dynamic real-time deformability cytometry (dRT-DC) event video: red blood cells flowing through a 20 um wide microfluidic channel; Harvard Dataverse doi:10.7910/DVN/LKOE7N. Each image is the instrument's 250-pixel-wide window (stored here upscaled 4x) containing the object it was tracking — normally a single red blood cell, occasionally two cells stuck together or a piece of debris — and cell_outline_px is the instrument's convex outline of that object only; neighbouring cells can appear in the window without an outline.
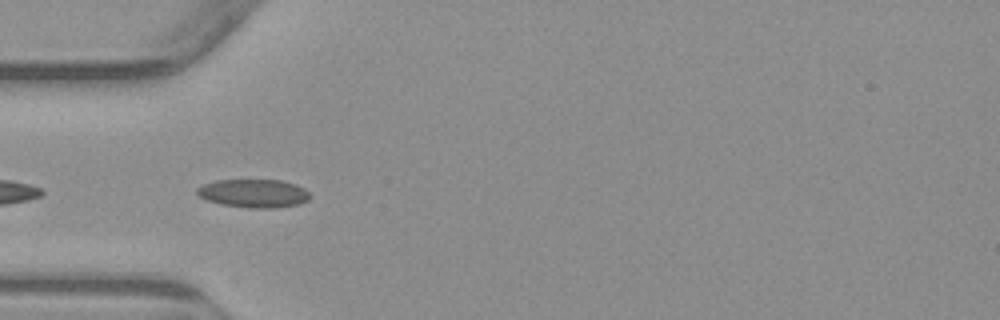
{"species": "common noctule bat (a hibernating species)", "species_latin": "Nyctalus noctula", "temperature_condition": "warm", "stored_images_in_passage": 5, "camera_frame_rate_fps": 3000, "um_per_image_px": 0.085, "animal": {"sex": "male", "body_mass_g": 23.1, "forearm_length_mm": 52.7}, "frame": {"image": 1, "passage_image": 5, "time_ms": 5.333, "image_size_px": [1000, 320], "cell_outline_px": [[312, 196], [308, 200], [300, 204], [272, 208], [248, 208], [220, 204], [208, 200], [200, 196], [196, 192], [196, 188], [204, 184], [216, 180], [280, 180], [296, 184], [304, 188]], "centroid_in_image_um": [21.58, 16.43], "position_along_channel_um": 63.4, "area_um2": 18.73}}